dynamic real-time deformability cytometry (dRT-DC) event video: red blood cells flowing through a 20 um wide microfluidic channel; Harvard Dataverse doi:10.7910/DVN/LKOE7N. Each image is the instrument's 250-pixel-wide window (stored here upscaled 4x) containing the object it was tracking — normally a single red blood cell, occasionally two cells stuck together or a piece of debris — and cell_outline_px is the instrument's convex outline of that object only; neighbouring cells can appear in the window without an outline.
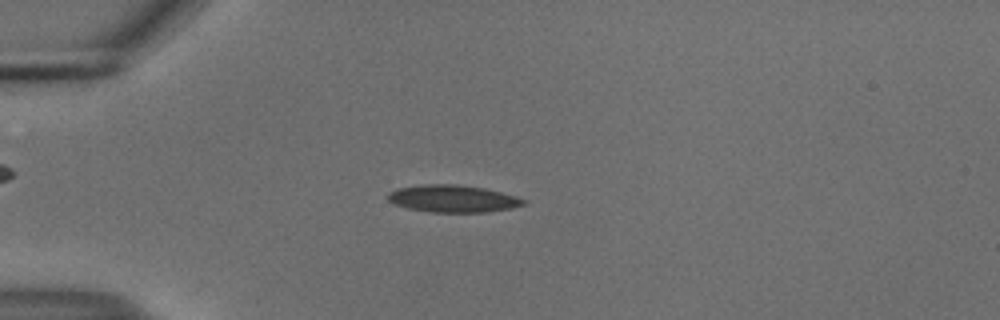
{"species": "common noctule bat (a hibernating species)", "species_latin": "Nyctalus noctula", "temperature_condition": "cold", "stored_images_in_passage": 54, "camera_frame_rate_fps": 3000, "um_per_image_px": 0.085, "animal": {"sex": "male", "body_mass_g": 18.8}, "frame": {"image": 1, "passage_image": 14, "time_ms": 4.333, "image_size_px": [1000, 320], "cell_outline_px": [[528, 204], [512, 208], [484, 212], [432, 212], [408, 208], [392, 204], [388, 200], [388, 192], [396, 188], [424, 184], [456, 184], [484, 188], [516, 196], [528, 200]], "centroid_in_image_um": [38.5, 16.88], "position_along_channel_um": 46.5, "area_um2": 21.68}}
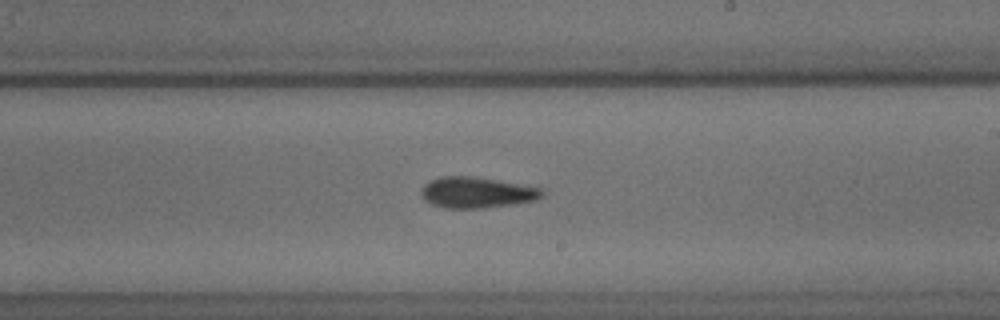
{"frame": {"image": 2, "passage_image": 32, "time_ms": 10.333, "image_size_px": [1000, 320], "cell_outline_px": [[544, 196], [536, 200], [512, 204], [480, 208], [448, 208], [432, 204], [424, 200], [420, 196], [420, 188], [428, 180], [440, 176], [476, 176], [544, 188]], "centroid_in_image_um": [40.5, 16.34], "position_along_channel_um": 248.5, "area_um2": 22.14}}
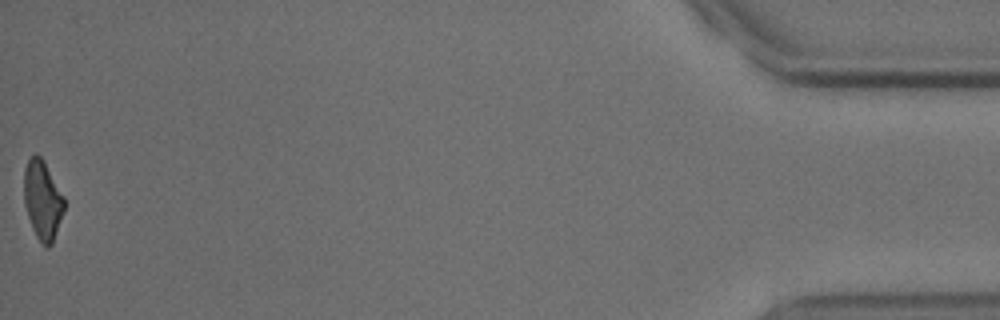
{"frame": {"image": 3, "passage_image": 54, "time_ms": 17.667, "image_size_px": [1000, 320], "cell_outline_px": [[64, 208], [52, 244], [48, 248], [44, 248], [36, 236], [32, 228], [24, 204], [24, 168], [28, 160], [36, 152], [44, 160], [64, 196]], "centroid_in_image_um": [3.61, 17.0], "position_along_channel_um": 431.6, "area_um2": 18.55}, "authors_computed_cell_mechanics": {"area_um2": 20.6924, "velocity_mm_per_s": 3.7156, "shape_relaxation_time_tau1_ms": 10.913, "shape_relaxation_time_tau2_ms": null, "deformation_change_tau1": 0.1828, "deformation_change_tau2": null}}